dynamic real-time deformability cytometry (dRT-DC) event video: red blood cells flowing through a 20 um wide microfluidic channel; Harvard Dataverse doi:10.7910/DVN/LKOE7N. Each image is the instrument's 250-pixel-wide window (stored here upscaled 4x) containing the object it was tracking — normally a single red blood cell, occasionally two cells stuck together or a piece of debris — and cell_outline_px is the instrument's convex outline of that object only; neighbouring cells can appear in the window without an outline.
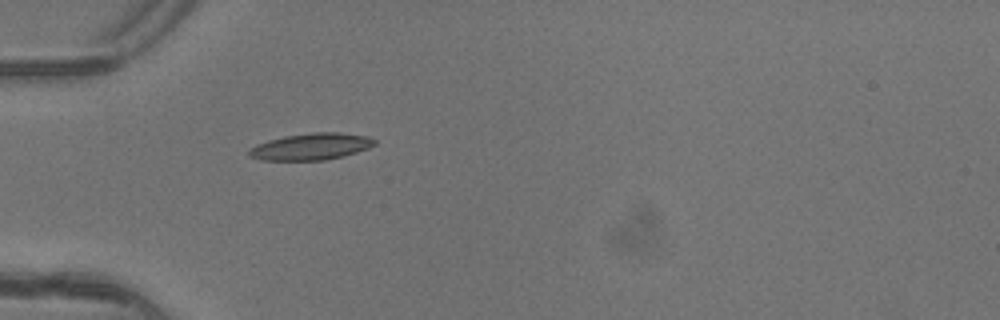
{"species": "common noctule bat (a hibernating species)", "species_latin": "Nyctalus noctula", "temperature_condition": "warm", "stored_images_in_passage": 5, "camera_frame_rate_fps": 3000, "um_per_image_px": 0.085, "animal": {"sex": "female"}, "frame": {"image": 1, "passage_image": 5, "time_ms": 1.333, "image_size_px": [1000, 320], "cell_outline_px": [[376, 144], [368, 148], [344, 156], [324, 160], [260, 160], [248, 156], [248, 152], [256, 144], [268, 140], [284, 136], [312, 132], [340, 132], [368, 136], [376, 140]], "centroid_in_image_um": [26.45, 12.45], "position_along_channel_um": 58.6, "area_um2": 19.59}}